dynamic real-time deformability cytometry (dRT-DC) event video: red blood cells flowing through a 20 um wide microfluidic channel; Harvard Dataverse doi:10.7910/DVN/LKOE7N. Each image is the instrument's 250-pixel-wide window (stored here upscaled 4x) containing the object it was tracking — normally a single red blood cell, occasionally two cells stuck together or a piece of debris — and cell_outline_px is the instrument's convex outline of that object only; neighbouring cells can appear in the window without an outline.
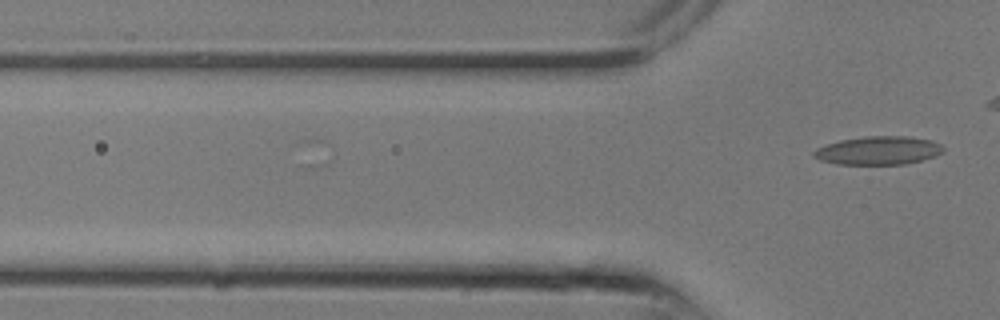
{"species": "common noctule bat (a hibernating species)", "species_latin": "Nyctalus noctula", "temperature_condition": "room temperature", "stored_images_in_passage": 4, "camera_frame_rate_fps": 3000, "um_per_image_px": 0.085, "animal": {"sex": "male", "body_mass_g": 13.3}, "frame": {"image": 1, "passage_image": 4, "time_ms": 1.0, "image_size_px": [1000, 320], "cell_outline_px": [[944, 152], [936, 156], [904, 164], [836, 164], [820, 160], [812, 156], [812, 152], [816, 148], [840, 140], [864, 136], [908, 136], [932, 140], [940, 144], [944, 148]], "centroid_in_image_um": [74.66, 12.79], "position_along_channel_um": 51.1, "area_um2": 21.5}}